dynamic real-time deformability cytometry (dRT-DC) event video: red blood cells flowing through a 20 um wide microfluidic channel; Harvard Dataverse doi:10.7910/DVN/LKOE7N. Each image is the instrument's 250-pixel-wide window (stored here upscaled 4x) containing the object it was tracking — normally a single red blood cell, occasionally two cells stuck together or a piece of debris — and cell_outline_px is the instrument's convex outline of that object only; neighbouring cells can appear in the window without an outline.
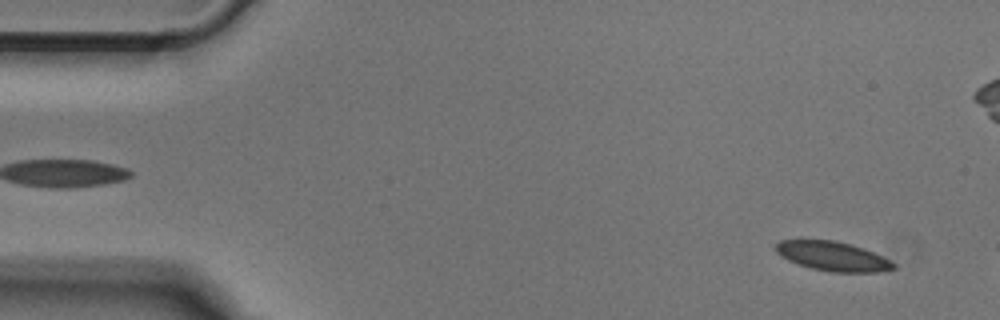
{"species": "Egyptian fruit bat (a non-hibernating species)", "species_latin": "Rousettus aegyptiacus", "temperature_condition": "cold", "stored_images_in_passage": 9, "camera_frame_rate_fps": 3000, "um_per_image_px": 0.085, "animal": {"sex": "male"}, "frame": {"image": 1, "passage_image": 3, "time_ms": 0.667, "image_size_px": [1000, 320], "cell_outline_px": [[896, 268], [880, 272], [832, 272], [812, 268], [788, 260], [780, 256], [776, 252], [776, 244], [780, 240], [800, 236], [836, 240], [864, 248], [896, 264]], "centroid_in_image_um": [70.68, 21.72], "position_along_channel_um": 14.3, "area_um2": 20.75}}